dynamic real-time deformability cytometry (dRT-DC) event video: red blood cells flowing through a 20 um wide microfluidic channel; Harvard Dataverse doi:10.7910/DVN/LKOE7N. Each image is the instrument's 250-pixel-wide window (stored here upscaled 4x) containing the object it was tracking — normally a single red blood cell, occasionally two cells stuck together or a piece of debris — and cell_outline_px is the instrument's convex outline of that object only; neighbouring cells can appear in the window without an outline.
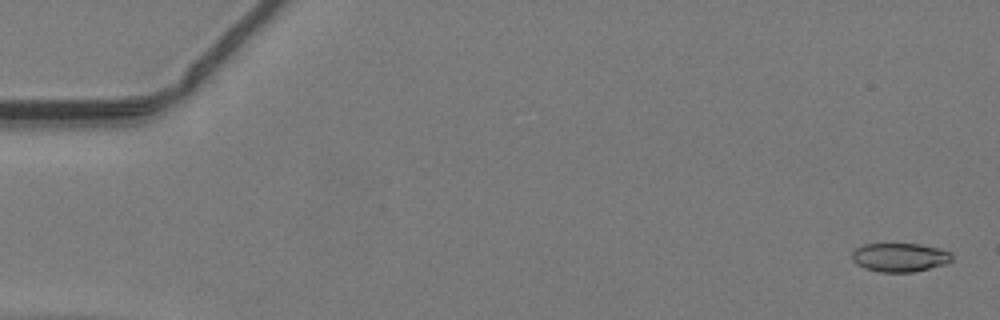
{"species": "common noctule bat (a hibernating species)", "species_latin": "Nyctalus noctula", "temperature_condition": "warm", "stored_images_in_passage": 48, "camera_frame_rate_fps": 3000, "um_per_image_px": 0.085, "animal": {"sex": "male", "body_mass_g": 19.2, "forearm_length_mm": 51.8}, "frame": {"image": 1, "passage_image": 2, "time_ms": 0.333, "image_size_px": [1000, 320], "cell_outline_px": [[952, 260], [948, 264], [912, 272], [880, 272], [864, 268], [856, 264], [852, 260], [852, 252], [856, 248], [864, 244], [920, 244], [940, 248], [952, 252]], "centroid_in_image_um": [76.51, 21.87], "position_along_channel_um": 8.5, "area_um2": 16.94}}
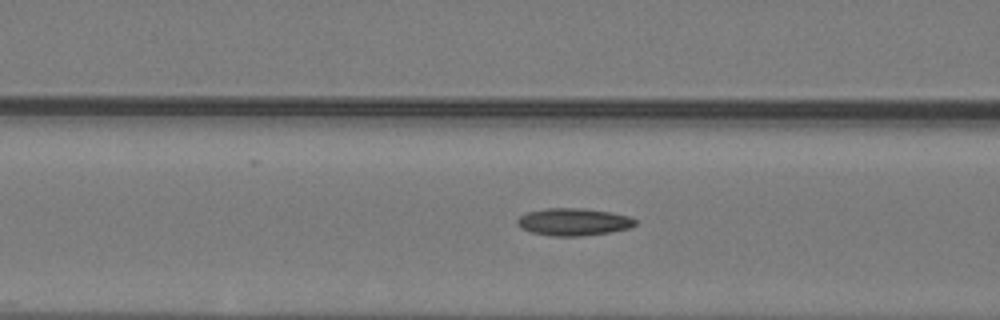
{"frame": {"image": 2, "passage_image": 20, "time_ms": 6.333, "image_size_px": [1000, 320], "cell_outline_px": [[636, 224], [628, 228], [608, 232], [584, 236], [552, 236], [532, 232], [520, 228], [516, 224], [516, 220], [520, 216], [528, 212], [548, 208], [584, 208], [612, 212], [628, 216], [636, 220]], "centroid_in_image_um": [48.73, 18.86], "position_along_channel_um": 117.9, "area_um2": 18.79}}
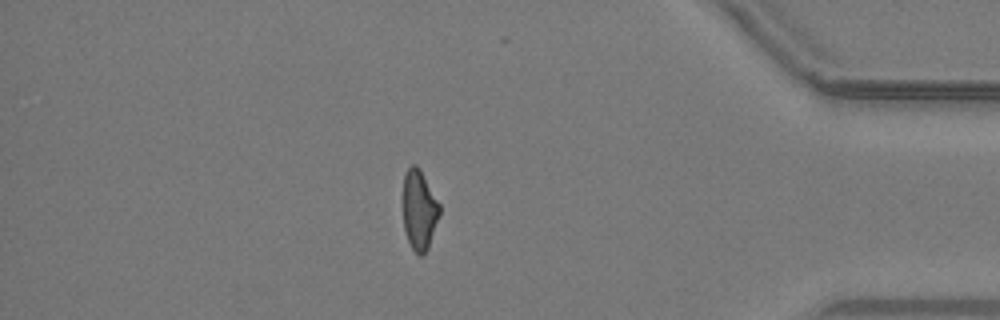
{"frame": {"image": 3, "passage_image": 42, "time_ms": 13.667, "image_size_px": [1000, 320], "cell_outline_px": [[440, 212], [428, 248], [420, 256], [412, 248], [408, 240], [404, 228], [404, 172], [412, 164], [416, 164], [420, 168], [440, 204]], "centroid_in_image_um": [35.64, 17.8], "position_along_channel_um": 399.6, "area_um2": 16.76}}